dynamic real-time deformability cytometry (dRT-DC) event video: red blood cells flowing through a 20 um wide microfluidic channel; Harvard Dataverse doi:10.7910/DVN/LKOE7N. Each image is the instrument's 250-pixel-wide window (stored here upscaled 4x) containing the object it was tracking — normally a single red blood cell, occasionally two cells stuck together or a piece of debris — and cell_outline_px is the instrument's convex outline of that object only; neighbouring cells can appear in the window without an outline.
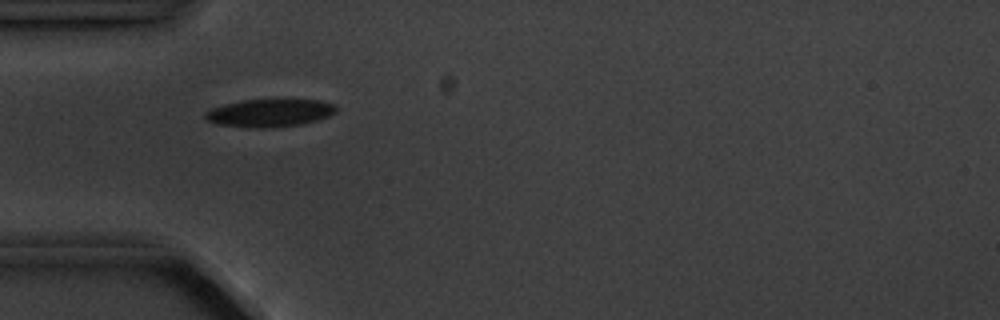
{"species": "common noctule bat (a hibernating species)", "species_latin": "Nyctalus noctula", "temperature_condition": "cold", "stored_images_in_passage": 3, "camera_frame_rate_fps": 3000, "um_per_image_px": 0.085, "animal": {"sex": "male", "body_mass_g": 20.1, "forearm_length_mm": 53.5}, "frame": {"image": 1, "passage_image": 2, "time_ms": 1.333, "image_size_px": [1000, 320], "cell_outline_px": [[336, 112], [328, 116], [304, 124], [260, 128], [256, 128], [216, 124], [208, 120], [204, 116], [204, 112], [212, 108], [224, 104], [244, 100], [276, 96], [320, 100], [336, 104]], "centroid_in_image_um": [22.97, 9.54], "position_along_channel_um": 62.0, "area_um2": 22.14}}